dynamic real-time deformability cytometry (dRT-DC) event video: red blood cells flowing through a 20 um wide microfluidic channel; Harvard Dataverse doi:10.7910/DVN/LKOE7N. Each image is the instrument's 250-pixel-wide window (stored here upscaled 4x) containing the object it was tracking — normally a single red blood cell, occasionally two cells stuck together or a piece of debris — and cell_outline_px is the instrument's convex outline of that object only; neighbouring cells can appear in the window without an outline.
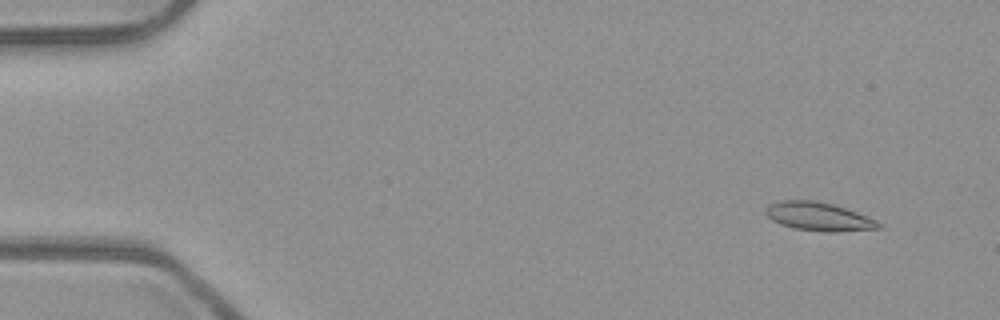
{"species": "common noctule bat (a hibernating species)", "species_latin": "Nyctalus noctula", "temperature_condition": "room temperature", "stored_images_in_passage": 5, "camera_frame_rate_fps": 3000, "um_per_image_px": 0.085, "animal": {"sex": "male", "body_mass_g": 23.1, "forearm_length_mm": 52.7}, "frame": {"image": 1, "passage_image": 2, "time_ms": 0.333, "image_size_px": [1000, 320], "cell_outline_px": [[884, 228], [836, 232], [824, 232], [796, 228], [780, 224], [772, 220], [764, 212], [764, 208], [768, 204], [780, 200], [816, 200], [832, 204], [856, 212], [876, 220], [884, 224]], "centroid_in_image_um": [69.59, 18.41], "position_along_channel_um": 15.4, "area_um2": 18.9}}
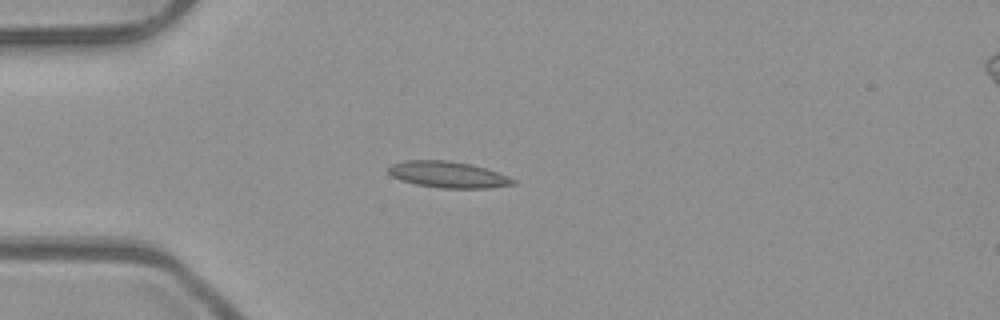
{"frame": {"image": 2, "passage_image": 5, "time_ms": 1.333, "image_size_px": [1000, 320], "cell_outline_px": [[516, 184], [488, 188], [440, 188], [416, 184], [400, 180], [392, 176], [384, 168], [392, 164], [404, 160], [448, 160], [472, 164], [508, 176], [516, 180]], "centroid_in_image_um": [38.04, 14.83], "position_along_channel_um": 47.0, "area_um2": 19.25}}